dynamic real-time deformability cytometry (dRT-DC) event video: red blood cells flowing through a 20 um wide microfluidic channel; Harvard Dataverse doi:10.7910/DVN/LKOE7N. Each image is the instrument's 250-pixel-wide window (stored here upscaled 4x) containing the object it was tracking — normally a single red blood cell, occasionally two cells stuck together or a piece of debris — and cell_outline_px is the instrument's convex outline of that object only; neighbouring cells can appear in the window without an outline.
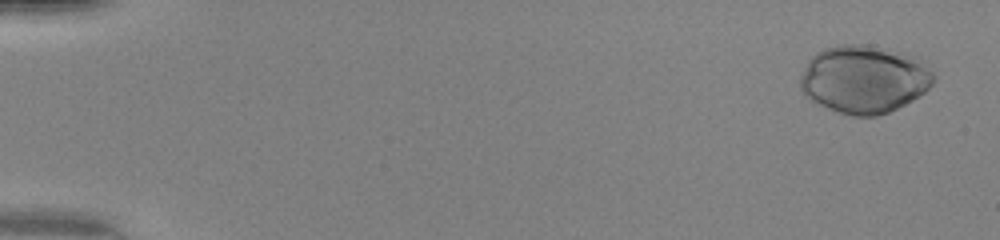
{"species": "human", "species_latin": "Homo sapiens", "temperature_condition": "warm", "stored_images_in_passage": 43, "camera_frame_rate_fps": 3000, "um_per_image_px": 0.085, "donor": {"sex": "female"}, "frame": {"image": 1, "passage_image": 3, "time_ms": 0.667, "image_size_px": [1000, 240], "cell_outline_px": [[936, 80], [924, 92], [912, 100], [888, 112], [876, 116], [852, 116], [836, 112], [816, 104], [804, 96], [800, 92], [800, 76], [808, 60], [816, 52], [824, 48], [840, 44], [868, 44], [916, 56], [936, 76]], "centroid_in_image_um": [73.41, 6.74], "position_along_channel_um": 11.6, "area_um2": 53.18}}
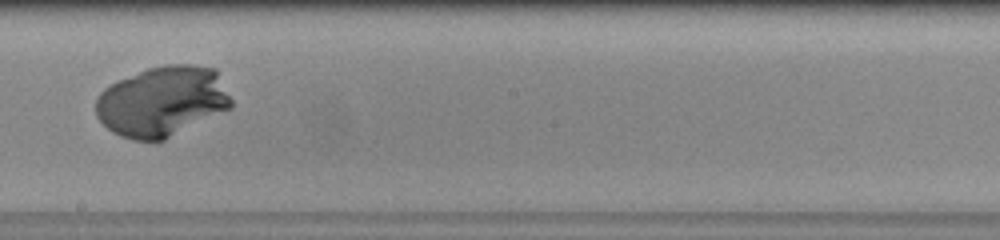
{"frame": {"image": 2, "passage_image": 31, "time_ms": 10.0, "image_size_px": [1000, 240], "cell_outline_px": [[232, 108], [156, 144], [132, 140], [120, 136], [112, 132], [96, 116], [96, 100], [100, 92], [104, 88], [116, 80], [148, 68], [164, 64], [192, 64], [216, 68], [232, 100]], "centroid_in_image_um": [13.79, 8.63], "position_along_channel_um": 234.4, "area_um2": 56.36}}
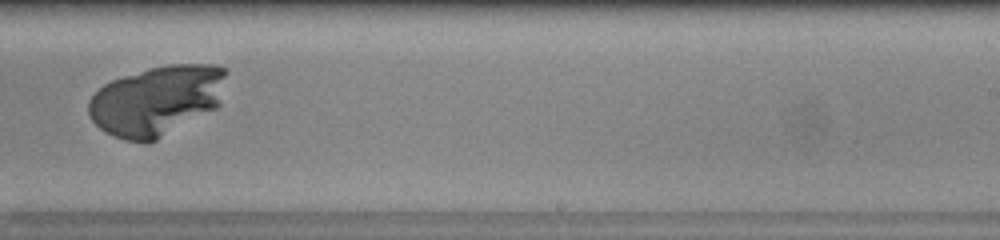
{"frame": {"image": 3, "passage_image": 34, "time_ms": 11.0, "image_size_px": [1000, 240], "cell_outline_px": [[228, 72], [220, 104], [216, 108], [156, 140], [148, 144], [124, 140], [112, 136], [104, 132], [92, 120], [88, 112], [88, 100], [104, 84], [112, 80], [148, 68], [168, 64], [216, 64], [224, 68]], "centroid_in_image_um": [13.33, 8.54], "position_along_channel_um": 275.7, "area_um2": 56.53}}